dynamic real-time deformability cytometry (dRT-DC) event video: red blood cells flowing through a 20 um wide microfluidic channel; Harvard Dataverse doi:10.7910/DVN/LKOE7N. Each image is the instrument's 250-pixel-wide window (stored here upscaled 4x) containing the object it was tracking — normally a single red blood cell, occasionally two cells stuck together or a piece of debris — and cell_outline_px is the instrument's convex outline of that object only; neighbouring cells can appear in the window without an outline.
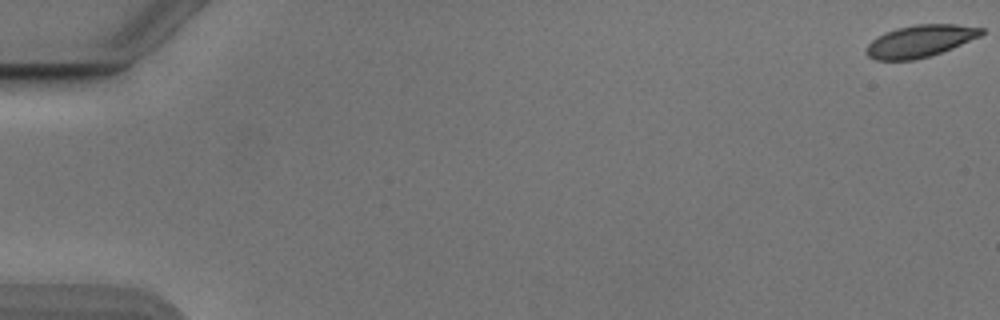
{"species": "Egyptian fruit bat (a non-hibernating species)", "species_latin": "Rousettus aegyptiacus", "temperature_condition": "cold", "stored_images_in_passage": 6, "camera_frame_rate_fps": 3000, "um_per_image_px": 0.085, "animal": {"sex": "male"}, "frame": {"image": 1, "passage_image": 1, "time_ms": 0.0, "image_size_px": [1000, 320], "cell_outline_px": [[984, 32], [980, 36], [952, 48], [928, 56], [912, 60], [876, 60], [868, 56], [864, 52], [868, 44], [872, 40], [884, 32], [896, 28], [916, 24], [956, 24], [984, 28]], "centroid_in_image_um": [78.18, 3.48], "position_along_channel_um": 6.8, "area_um2": 21.44}}